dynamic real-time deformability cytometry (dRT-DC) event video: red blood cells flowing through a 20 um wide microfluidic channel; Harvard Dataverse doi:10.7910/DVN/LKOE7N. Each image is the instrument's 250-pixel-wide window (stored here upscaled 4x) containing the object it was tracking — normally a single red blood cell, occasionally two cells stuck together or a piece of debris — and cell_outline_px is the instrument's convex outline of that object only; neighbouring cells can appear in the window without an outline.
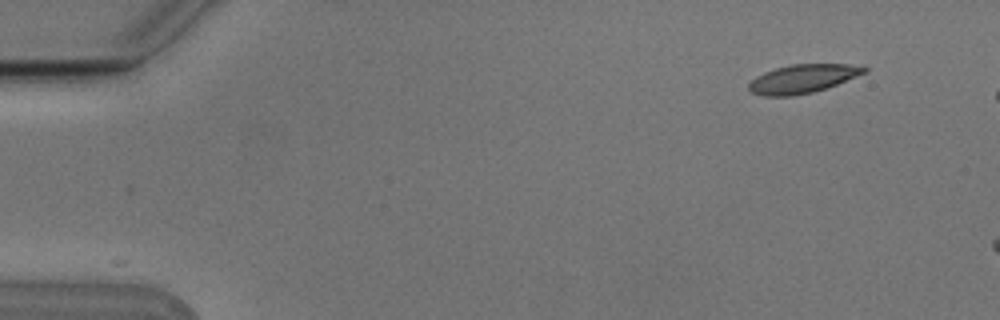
{"species": "Egyptian fruit bat (a non-hibernating species)", "species_latin": "Rousettus aegyptiacus", "temperature_condition": "cold", "stored_images_in_passage": 2, "camera_frame_rate_fps": 3000, "um_per_image_px": 0.085, "animal": {"sex": "male"}, "frame": {"image": 1, "passage_image": 2, "time_ms": 0.333, "image_size_px": [1000, 320], "cell_outline_px": [[868, 72], [836, 84], [812, 92], [792, 96], [764, 96], [752, 92], [748, 88], [748, 84], [756, 76], [764, 72], [776, 68], [792, 64], [848, 64], [868, 68]], "centroid_in_image_um": [68.21, 6.69], "position_along_channel_um": 16.8, "area_um2": 19.02}}